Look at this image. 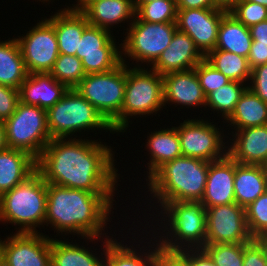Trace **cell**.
<instances>
[{
    "instance_id": "ac0fdd59",
    "label": "cell",
    "mask_w": 267,
    "mask_h": 266,
    "mask_svg": "<svg viewBox=\"0 0 267 266\" xmlns=\"http://www.w3.org/2000/svg\"><path fill=\"white\" fill-rule=\"evenodd\" d=\"M234 175L235 160L229 154L210 162L204 194L200 201L205 208L235 203Z\"/></svg>"
},
{
    "instance_id": "1f68e13d",
    "label": "cell",
    "mask_w": 267,
    "mask_h": 266,
    "mask_svg": "<svg viewBox=\"0 0 267 266\" xmlns=\"http://www.w3.org/2000/svg\"><path fill=\"white\" fill-rule=\"evenodd\" d=\"M205 59L231 81H250L251 68L248 59L232 52L219 49L210 51Z\"/></svg>"
},
{
    "instance_id": "8fae6325",
    "label": "cell",
    "mask_w": 267,
    "mask_h": 266,
    "mask_svg": "<svg viewBox=\"0 0 267 266\" xmlns=\"http://www.w3.org/2000/svg\"><path fill=\"white\" fill-rule=\"evenodd\" d=\"M210 121L187 119L175 127L178 132L182 156L198 158L208 162L224 158L228 154L220 129ZM224 146V147H223Z\"/></svg>"
},
{
    "instance_id": "9c48e42d",
    "label": "cell",
    "mask_w": 267,
    "mask_h": 266,
    "mask_svg": "<svg viewBox=\"0 0 267 266\" xmlns=\"http://www.w3.org/2000/svg\"><path fill=\"white\" fill-rule=\"evenodd\" d=\"M8 148L28 152L36 160L51 141L47 110L18 102L15 112L4 121Z\"/></svg>"
},
{
    "instance_id": "74e56055",
    "label": "cell",
    "mask_w": 267,
    "mask_h": 266,
    "mask_svg": "<svg viewBox=\"0 0 267 266\" xmlns=\"http://www.w3.org/2000/svg\"><path fill=\"white\" fill-rule=\"evenodd\" d=\"M194 70L199 78L205 96L231 81L223 73L212 66L205 58L194 67Z\"/></svg>"
},
{
    "instance_id": "f6af8a7d",
    "label": "cell",
    "mask_w": 267,
    "mask_h": 266,
    "mask_svg": "<svg viewBox=\"0 0 267 266\" xmlns=\"http://www.w3.org/2000/svg\"><path fill=\"white\" fill-rule=\"evenodd\" d=\"M177 9H215L216 0H176Z\"/></svg>"
},
{
    "instance_id": "e0dca14e",
    "label": "cell",
    "mask_w": 267,
    "mask_h": 266,
    "mask_svg": "<svg viewBox=\"0 0 267 266\" xmlns=\"http://www.w3.org/2000/svg\"><path fill=\"white\" fill-rule=\"evenodd\" d=\"M204 58L194 41L177 29L171 43L152 64L151 70L162 76L171 72L190 70Z\"/></svg>"
},
{
    "instance_id": "816d5d0a",
    "label": "cell",
    "mask_w": 267,
    "mask_h": 266,
    "mask_svg": "<svg viewBox=\"0 0 267 266\" xmlns=\"http://www.w3.org/2000/svg\"><path fill=\"white\" fill-rule=\"evenodd\" d=\"M78 3L73 5V9L81 11L89 2L95 1V0H77Z\"/></svg>"
},
{
    "instance_id": "f546056e",
    "label": "cell",
    "mask_w": 267,
    "mask_h": 266,
    "mask_svg": "<svg viewBox=\"0 0 267 266\" xmlns=\"http://www.w3.org/2000/svg\"><path fill=\"white\" fill-rule=\"evenodd\" d=\"M226 121L235 130L267 125V103L247 88Z\"/></svg>"
},
{
    "instance_id": "d6a6232c",
    "label": "cell",
    "mask_w": 267,
    "mask_h": 266,
    "mask_svg": "<svg viewBox=\"0 0 267 266\" xmlns=\"http://www.w3.org/2000/svg\"><path fill=\"white\" fill-rule=\"evenodd\" d=\"M247 88L248 86H245V83L230 81L206 96L205 108L208 106L211 110L222 113L221 116L224 120H227L234 112L236 103Z\"/></svg>"
},
{
    "instance_id": "8992f818",
    "label": "cell",
    "mask_w": 267,
    "mask_h": 266,
    "mask_svg": "<svg viewBox=\"0 0 267 266\" xmlns=\"http://www.w3.org/2000/svg\"><path fill=\"white\" fill-rule=\"evenodd\" d=\"M126 65L125 95L119 113V133L125 132L133 115L157 114L164 106L163 76L154 70ZM128 67V68H127ZM126 129V130H125Z\"/></svg>"
},
{
    "instance_id": "f1b7e54d",
    "label": "cell",
    "mask_w": 267,
    "mask_h": 266,
    "mask_svg": "<svg viewBox=\"0 0 267 266\" xmlns=\"http://www.w3.org/2000/svg\"><path fill=\"white\" fill-rule=\"evenodd\" d=\"M28 75L17 39L0 42V84L20 88Z\"/></svg>"
},
{
    "instance_id": "484cf974",
    "label": "cell",
    "mask_w": 267,
    "mask_h": 266,
    "mask_svg": "<svg viewBox=\"0 0 267 266\" xmlns=\"http://www.w3.org/2000/svg\"><path fill=\"white\" fill-rule=\"evenodd\" d=\"M266 190V174L262 165L240 164L235 161V203L245 208Z\"/></svg>"
},
{
    "instance_id": "f907efd6",
    "label": "cell",
    "mask_w": 267,
    "mask_h": 266,
    "mask_svg": "<svg viewBox=\"0 0 267 266\" xmlns=\"http://www.w3.org/2000/svg\"><path fill=\"white\" fill-rule=\"evenodd\" d=\"M254 240L262 247L267 262V235L257 237Z\"/></svg>"
},
{
    "instance_id": "7c38bea8",
    "label": "cell",
    "mask_w": 267,
    "mask_h": 266,
    "mask_svg": "<svg viewBox=\"0 0 267 266\" xmlns=\"http://www.w3.org/2000/svg\"><path fill=\"white\" fill-rule=\"evenodd\" d=\"M111 31L88 25L83 32L76 56L86 74L105 73L122 63V51L115 44Z\"/></svg>"
},
{
    "instance_id": "30bf717a",
    "label": "cell",
    "mask_w": 267,
    "mask_h": 266,
    "mask_svg": "<svg viewBox=\"0 0 267 266\" xmlns=\"http://www.w3.org/2000/svg\"><path fill=\"white\" fill-rule=\"evenodd\" d=\"M129 29L121 43L124 57L152 65L169 46L177 30L176 22L148 23L136 17L129 23ZM127 55V56H126Z\"/></svg>"
},
{
    "instance_id": "60d3db41",
    "label": "cell",
    "mask_w": 267,
    "mask_h": 266,
    "mask_svg": "<svg viewBox=\"0 0 267 266\" xmlns=\"http://www.w3.org/2000/svg\"><path fill=\"white\" fill-rule=\"evenodd\" d=\"M250 80L248 88L267 103V63L251 69Z\"/></svg>"
},
{
    "instance_id": "44dd1931",
    "label": "cell",
    "mask_w": 267,
    "mask_h": 266,
    "mask_svg": "<svg viewBox=\"0 0 267 266\" xmlns=\"http://www.w3.org/2000/svg\"><path fill=\"white\" fill-rule=\"evenodd\" d=\"M69 90L50 73H28L19 88V99L28 105H37L48 110Z\"/></svg>"
},
{
    "instance_id": "ba28073f",
    "label": "cell",
    "mask_w": 267,
    "mask_h": 266,
    "mask_svg": "<svg viewBox=\"0 0 267 266\" xmlns=\"http://www.w3.org/2000/svg\"><path fill=\"white\" fill-rule=\"evenodd\" d=\"M122 55V63L115 69L105 73L86 74L74 88L89 101L104 119L111 125L114 133L119 132V113L125 95L126 64Z\"/></svg>"
},
{
    "instance_id": "4dcf8cb0",
    "label": "cell",
    "mask_w": 267,
    "mask_h": 266,
    "mask_svg": "<svg viewBox=\"0 0 267 266\" xmlns=\"http://www.w3.org/2000/svg\"><path fill=\"white\" fill-rule=\"evenodd\" d=\"M51 266H104V257L84 246L50 238Z\"/></svg>"
},
{
    "instance_id": "7bdbcfd3",
    "label": "cell",
    "mask_w": 267,
    "mask_h": 266,
    "mask_svg": "<svg viewBox=\"0 0 267 266\" xmlns=\"http://www.w3.org/2000/svg\"><path fill=\"white\" fill-rule=\"evenodd\" d=\"M243 266H267L262 247L254 239L243 243Z\"/></svg>"
},
{
    "instance_id": "4316f807",
    "label": "cell",
    "mask_w": 267,
    "mask_h": 266,
    "mask_svg": "<svg viewBox=\"0 0 267 266\" xmlns=\"http://www.w3.org/2000/svg\"><path fill=\"white\" fill-rule=\"evenodd\" d=\"M147 149L151 158L147 163L148 178L163 164L182 156L177 129L174 127L156 130L147 137Z\"/></svg>"
},
{
    "instance_id": "f35d334b",
    "label": "cell",
    "mask_w": 267,
    "mask_h": 266,
    "mask_svg": "<svg viewBox=\"0 0 267 266\" xmlns=\"http://www.w3.org/2000/svg\"><path fill=\"white\" fill-rule=\"evenodd\" d=\"M229 13L246 27L267 20V7L246 0L237 4Z\"/></svg>"
},
{
    "instance_id": "d590c367",
    "label": "cell",
    "mask_w": 267,
    "mask_h": 266,
    "mask_svg": "<svg viewBox=\"0 0 267 266\" xmlns=\"http://www.w3.org/2000/svg\"><path fill=\"white\" fill-rule=\"evenodd\" d=\"M202 249L217 266H243V243L208 244Z\"/></svg>"
},
{
    "instance_id": "9f6ffc18",
    "label": "cell",
    "mask_w": 267,
    "mask_h": 266,
    "mask_svg": "<svg viewBox=\"0 0 267 266\" xmlns=\"http://www.w3.org/2000/svg\"><path fill=\"white\" fill-rule=\"evenodd\" d=\"M263 168H264V171H265V174H266V181H267V163L263 165Z\"/></svg>"
},
{
    "instance_id": "d6986e66",
    "label": "cell",
    "mask_w": 267,
    "mask_h": 266,
    "mask_svg": "<svg viewBox=\"0 0 267 266\" xmlns=\"http://www.w3.org/2000/svg\"><path fill=\"white\" fill-rule=\"evenodd\" d=\"M163 91L164 106L168 102L188 108L206 105V96L194 68L163 75Z\"/></svg>"
},
{
    "instance_id": "83f0119b",
    "label": "cell",
    "mask_w": 267,
    "mask_h": 266,
    "mask_svg": "<svg viewBox=\"0 0 267 266\" xmlns=\"http://www.w3.org/2000/svg\"><path fill=\"white\" fill-rule=\"evenodd\" d=\"M252 42L249 27H246L231 13L227 12L222 17L218 29V39L215 49L232 52L248 58Z\"/></svg>"
},
{
    "instance_id": "c3c4849f",
    "label": "cell",
    "mask_w": 267,
    "mask_h": 266,
    "mask_svg": "<svg viewBox=\"0 0 267 266\" xmlns=\"http://www.w3.org/2000/svg\"><path fill=\"white\" fill-rule=\"evenodd\" d=\"M242 1L243 0H216V4L217 8L229 12Z\"/></svg>"
},
{
    "instance_id": "3957f363",
    "label": "cell",
    "mask_w": 267,
    "mask_h": 266,
    "mask_svg": "<svg viewBox=\"0 0 267 266\" xmlns=\"http://www.w3.org/2000/svg\"><path fill=\"white\" fill-rule=\"evenodd\" d=\"M210 162L187 156L177 157L159 167L148 179L147 186L157 203L201 201Z\"/></svg>"
},
{
    "instance_id": "11a10c76",
    "label": "cell",
    "mask_w": 267,
    "mask_h": 266,
    "mask_svg": "<svg viewBox=\"0 0 267 266\" xmlns=\"http://www.w3.org/2000/svg\"><path fill=\"white\" fill-rule=\"evenodd\" d=\"M0 266H3V255L0 248Z\"/></svg>"
},
{
    "instance_id": "db71d44e",
    "label": "cell",
    "mask_w": 267,
    "mask_h": 266,
    "mask_svg": "<svg viewBox=\"0 0 267 266\" xmlns=\"http://www.w3.org/2000/svg\"><path fill=\"white\" fill-rule=\"evenodd\" d=\"M151 1H156V0H134V4H143Z\"/></svg>"
},
{
    "instance_id": "ffe728a7",
    "label": "cell",
    "mask_w": 267,
    "mask_h": 266,
    "mask_svg": "<svg viewBox=\"0 0 267 266\" xmlns=\"http://www.w3.org/2000/svg\"><path fill=\"white\" fill-rule=\"evenodd\" d=\"M228 154L240 164L267 163V125L232 131Z\"/></svg>"
},
{
    "instance_id": "6da1fadb",
    "label": "cell",
    "mask_w": 267,
    "mask_h": 266,
    "mask_svg": "<svg viewBox=\"0 0 267 266\" xmlns=\"http://www.w3.org/2000/svg\"><path fill=\"white\" fill-rule=\"evenodd\" d=\"M76 138H53L36 160L46 183L92 193H115L119 174L111 146ZM68 140V141H67Z\"/></svg>"
},
{
    "instance_id": "52a82bcc",
    "label": "cell",
    "mask_w": 267,
    "mask_h": 266,
    "mask_svg": "<svg viewBox=\"0 0 267 266\" xmlns=\"http://www.w3.org/2000/svg\"><path fill=\"white\" fill-rule=\"evenodd\" d=\"M47 127L51 138L68 139L82 130H107L114 132L111 125L97 109L74 88L47 110ZM70 135V137H69Z\"/></svg>"
},
{
    "instance_id": "4fadbf2b",
    "label": "cell",
    "mask_w": 267,
    "mask_h": 266,
    "mask_svg": "<svg viewBox=\"0 0 267 266\" xmlns=\"http://www.w3.org/2000/svg\"><path fill=\"white\" fill-rule=\"evenodd\" d=\"M28 73H49L59 56L54 26L46 19L16 38Z\"/></svg>"
},
{
    "instance_id": "cb8c5ba5",
    "label": "cell",
    "mask_w": 267,
    "mask_h": 266,
    "mask_svg": "<svg viewBox=\"0 0 267 266\" xmlns=\"http://www.w3.org/2000/svg\"><path fill=\"white\" fill-rule=\"evenodd\" d=\"M106 237V240L103 242L104 253L102 254L105 257L103 259L104 266H162L163 253L157 243L155 245V243L152 242L154 245H149L152 249L155 248L153 251L149 248V252H141L142 254L140 255V251L136 252L135 247H128L127 244L124 245L113 237Z\"/></svg>"
},
{
    "instance_id": "603a6c76",
    "label": "cell",
    "mask_w": 267,
    "mask_h": 266,
    "mask_svg": "<svg viewBox=\"0 0 267 266\" xmlns=\"http://www.w3.org/2000/svg\"><path fill=\"white\" fill-rule=\"evenodd\" d=\"M134 0H95L89 2L81 12L89 25L111 31V27L123 21L135 19ZM112 25V26H111Z\"/></svg>"
},
{
    "instance_id": "f5cc1de1",
    "label": "cell",
    "mask_w": 267,
    "mask_h": 266,
    "mask_svg": "<svg viewBox=\"0 0 267 266\" xmlns=\"http://www.w3.org/2000/svg\"><path fill=\"white\" fill-rule=\"evenodd\" d=\"M246 1L256 2L258 4H261V5H264L265 7H267V0H246Z\"/></svg>"
},
{
    "instance_id": "5bb4252c",
    "label": "cell",
    "mask_w": 267,
    "mask_h": 266,
    "mask_svg": "<svg viewBox=\"0 0 267 266\" xmlns=\"http://www.w3.org/2000/svg\"><path fill=\"white\" fill-rule=\"evenodd\" d=\"M207 234L205 245L221 243H249L250 235L245 208L237 203L206 208Z\"/></svg>"
},
{
    "instance_id": "e575fe53",
    "label": "cell",
    "mask_w": 267,
    "mask_h": 266,
    "mask_svg": "<svg viewBox=\"0 0 267 266\" xmlns=\"http://www.w3.org/2000/svg\"><path fill=\"white\" fill-rule=\"evenodd\" d=\"M49 73L69 89L75 88L86 75L81 59L76 55L66 54H59Z\"/></svg>"
},
{
    "instance_id": "681fc988",
    "label": "cell",
    "mask_w": 267,
    "mask_h": 266,
    "mask_svg": "<svg viewBox=\"0 0 267 266\" xmlns=\"http://www.w3.org/2000/svg\"><path fill=\"white\" fill-rule=\"evenodd\" d=\"M7 147L5 124L4 121H0V151L6 149Z\"/></svg>"
},
{
    "instance_id": "2e32d148",
    "label": "cell",
    "mask_w": 267,
    "mask_h": 266,
    "mask_svg": "<svg viewBox=\"0 0 267 266\" xmlns=\"http://www.w3.org/2000/svg\"><path fill=\"white\" fill-rule=\"evenodd\" d=\"M227 11L215 9H177L176 25L186 33L199 51L206 56L215 49L218 29Z\"/></svg>"
},
{
    "instance_id": "bcb514c9",
    "label": "cell",
    "mask_w": 267,
    "mask_h": 266,
    "mask_svg": "<svg viewBox=\"0 0 267 266\" xmlns=\"http://www.w3.org/2000/svg\"><path fill=\"white\" fill-rule=\"evenodd\" d=\"M249 31L253 41H258V44H267V20L250 26Z\"/></svg>"
},
{
    "instance_id": "836d02e7",
    "label": "cell",
    "mask_w": 267,
    "mask_h": 266,
    "mask_svg": "<svg viewBox=\"0 0 267 266\" xmlns=\"http://www.w3.org/2000/svg\"><path fill=\"white\" fill-rule=\"evenodd\" d=\"M135 17L148 23H169L177 20L176 0H156L134 4Z\"/></svg>"
},
{
    "instance_id": "7402d4cb",
    "label": "cell",
    "mask_w": 267,
    "mask_h": 266,
    "mask_svg": "<svg viewBox=\"0 0 267 266\" xmlns=\"http://www.w3.org/2000/svg\"><path fill=\"white\" fill-rule=\"evenodd\" d=\"M67 7L47 20L54 26L59 54L76 55L79 40L89 23L81 11Z\"/></svg>"
},
{
    "instance_id": "5b68a950",
    "label": "cell",
    "mask_w": 267,
    "mask_h": 266,
    "mask_svg": "<svg viewBox=\"0 0 267 266\" xmlns=\"http://www.w3.org/2000/svg\"><path fill=\"white\" fill-rule=\"evenodd\" d=\"M46 206L47 183L36 169L0 196V221L20 226L17 233H38L36 227L45 222Z\"/></svg>"
},
{
    "instance_id": "8d00e7d4",
    "label": "cell",
    "mask_w": 267,
    "mask_h": 266,
    "mask_svg": "<svg viewBox=\"0 0 267 266\" xmlns=\"http://www.w3.org/2000/svg\"><path fill=\"white\" fill-rule=\"evenodd\" d=\"M248 230L253 239L267 235V190L245 207Z\"/></svg>"
},
{
    "instance_id": "7dc6e473",
    "label": "cell",
    "mask_w": 267,
    "mask_h": 266,
    "mask_svg": "<svg viewBox=\"0 0 267 266\" xmlns=\"http://www.w3.org/2000/svg\"><path fill=\"white\" fill-rule=\"evenodd\" d=\"M162 266H187V265L175 253H163Z\"/></svg>"
},
{
    "instance_id": "9a60e30c",
    "label": "cell",
    "mask_w": 267,
    "mask_h": 266,
    "mask_svg": "<svg viewBox=\"0 0 267 266\" xmlns=\"http://www.w3.org/2000/svg\"><path fill=\"white\" fill-rule=\"evenodd\" d=\"M3 266H51L50 238L44 233H15L0 239Z\"/></svg>"
},
{
    "instance_id": "d4e9b609",
    "label": "cell",
    "mask_w": 267,
    "mask_h": 266,
    "mask_svg": "<svg viewBox=\"0 0 267 266\" xmlns=\"http://www.w3.org/2000/svg\"><path fill=\"white\" fill-rule=\"evenodd\" d=\"M36 170V159L23 150L0 151V196L23 182Z\"/></svg>"
},
{
    "instance_id": "b9f144b4",
    "label": "cell",
    "mask_w": 267,
    "mask_h": 266,
    "mask_svg": "<svg viewBox=\"0 0 267 266\" xmlns=\"http://www.w3.org/2000/svg\"><path fill=\"white\" fill-rule=\"evenodd\" d=\"M187 266H217L202 249H183L175 253Z\"/></svg>"
},
{
    "instance_id": "ee69618b",
    "label": "cell",
    "mask_w": 267,
    "mask_h": 266,
    "mask_svg": "<svg viewBox=\"0 0 267 266\" xmlns=\"http://www.w3.org/2000/svg\"><path fill=\"white\" fill-rule=\"evenodd\" d=\"M248 64L251 69L267 63V44H258L253 41L248 56Z\"/></svg>"
},
{
    "instance_id": "ab89813d",
    "label": "cell",
    "mask_w": 267,
    "mask_h": 266,
    "mask_svg": "<svg viewBox=\"0 0 267 266\" xmlns=\"http://www.w3.org/2000/svg\"><path fill=\"white\" fill-rule=\"evenodd\" d=\"M19 90L0 84V121H6L16 110Z\"/></svg>"
},
{
    "instance_id": "7a4b0ae2",
    "label": "cell",
    "mask_w": 267,
    "mask_h": 266,
    "mask_svg": "<svg viewBox=\"0 0 267 266\" xmlns=\"http://www.w3.org/2000/svg\"><path fill=\"white\" fill-rule=\"evenodd\" d=\"M114 193H92L47 183V206L44 225L57 232L82 236L92 242L103 238L110 221ZM46 223V224H45ZM104 228V229H103ZM103 235V236H101ZM97 238V239H96Z\"/></svg>"
},
{
    "instance_id": "277c9868",
    "label": "cell",
    "mask_w": 267,
    "mask_h": 266,
    "mask_svg": "<svg viewBox=\"0 0 267 266\" xmlns=\"http://www.w3.org/2000/svg\"><path fill=\"white\" fill-rule=\"evenodd\" d=\"M159 206L163 209L160 212L162 220L168 222L163 230L168 231L165 232L166 236L163 233L164 236H158L161 238L155 241L162 253H176L183 249L202 248L205 245L206 208L200 201H172Z\"/></svg>"
}]
</instances>
